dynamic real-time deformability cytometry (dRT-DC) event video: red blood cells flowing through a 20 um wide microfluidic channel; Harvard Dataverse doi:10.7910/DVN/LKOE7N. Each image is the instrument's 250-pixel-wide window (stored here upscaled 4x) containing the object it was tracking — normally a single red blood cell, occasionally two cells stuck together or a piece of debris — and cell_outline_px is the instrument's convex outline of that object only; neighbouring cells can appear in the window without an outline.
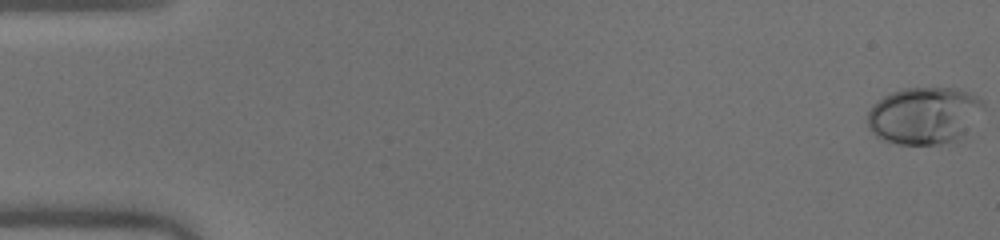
{"species": "human", "species_latin": "Homo sapiens", "temperature_condition": "warm", "stored_images_in_passage": 51, "camera_frame_rate_fps": 3000, "um_per_image_px": 0.085, "donor": {"sex": "male"}, "frame": {"image": 1, "passage_image": 1, "time_ms": 0.0, "image_size_px": [1000, 240], "cell_outline_px": [[984, 108], [956, 140], [940, 144], [896, 144], [884, 140], [876, 136], [868, 128], [868, 112], [872, 104], [884, 96], [892, 92], [904, 88], [956, 88], [968, 92], [984, 100]], "centroid_in_image_um": [78.51, 9.8], "position_along_channel_um": 6.5, "area_um2": 38.21}}
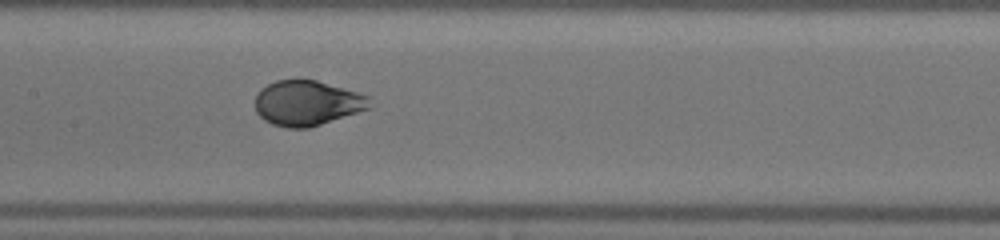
{"frame": {"image": 2, "passage_image": 26, "time_ms": 8.333, "image_size_px": [1000, 240], "cell_outline_px": [[372, 108], [308, 128], [288, 128], [272, 124], [264, 120], [256, 112], [256, 96], [260, 88], [276, 80], [316, 80], [372, 96]], "centroid_in_image_um": [26.15, 8.76], "position_along_channel_um": 181.3, "area_um2": 30.29}}
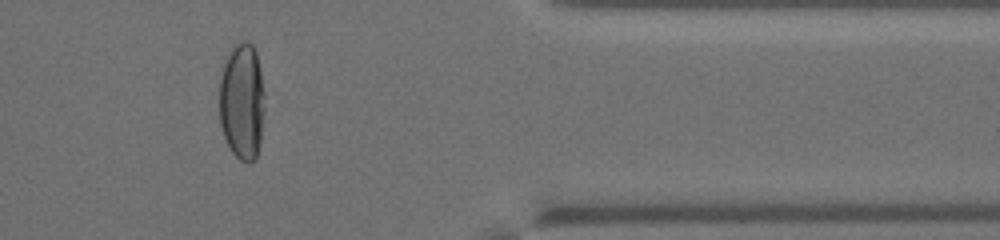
{"frame": {"image": 3, "passage_image": 43, "time_ms": 14.0, "image_size_px": [1000, 240], "cell_outline_px": [[264, 112], [260, 144], [256, 160], [248, 164], [240, 160], [232, 152], [224, 136], [220, 124], [220, 76], [224, 60], [232, 44], [240, 40], [244, 40], [252, 44], [256, 52], [260, 68], [264, 92]], "centroid_in_image_um": [20.58, 8.6], "position_along_channel_um": 390.8, "area_um2": 31.5}, "authors_computed_cell_mechanics": {"area_um2": 33.1194, "velocity_mm_per_s": 4.0572, "shape_relaxation_time_tau1_ms": 3.8843, "shape_relaxation_time_tau2_ms": null, "deformation_change_tau1": 0.218, "deformation_change_tau2": null}}